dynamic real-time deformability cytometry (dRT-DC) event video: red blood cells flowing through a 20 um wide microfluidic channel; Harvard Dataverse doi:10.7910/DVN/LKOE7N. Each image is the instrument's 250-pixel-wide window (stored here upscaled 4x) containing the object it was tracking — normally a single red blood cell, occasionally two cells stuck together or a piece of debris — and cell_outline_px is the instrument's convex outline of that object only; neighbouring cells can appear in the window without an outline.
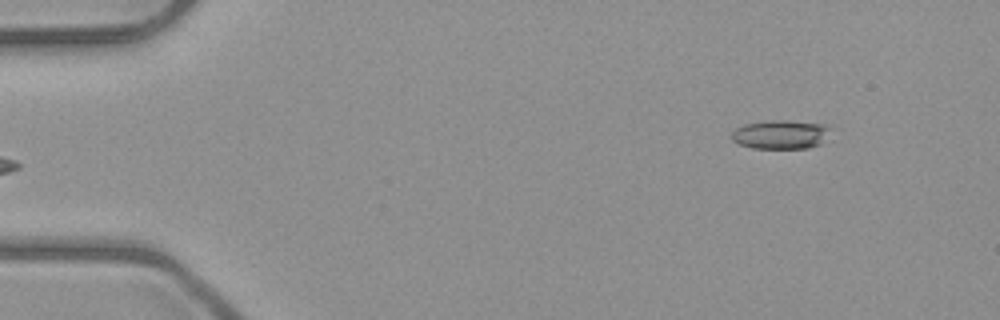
{"species": "common noctule bat (a hibernating species)", "species_latin": "Nyctalus noctula", "temperature_condition": "room temperature", "stored_images_in_passage": 5, "camera_frame_rate_fps": 3000, "um_per_image_px": 0.085, "animal": {"sex": "male", "body_mass_g": 23.1, "forearm_length_mm": 52.7}, "frame": {"image": 1, "passage_image": 5, "time_ms": 5.333, "image_size_px": [1000, 320], "cell_outline_px": [[832, 128], [820, 144], [808, 148], [752, 148], [740, 144], [732, 140], [732, 132], [736, 128], [744, 124], [764, 120], [788, 120], [820, 124]], "centroid_in_image_um": [66.32, 11.42], "position_along_channel_um": 18.7, "area_um2": 16.59}}